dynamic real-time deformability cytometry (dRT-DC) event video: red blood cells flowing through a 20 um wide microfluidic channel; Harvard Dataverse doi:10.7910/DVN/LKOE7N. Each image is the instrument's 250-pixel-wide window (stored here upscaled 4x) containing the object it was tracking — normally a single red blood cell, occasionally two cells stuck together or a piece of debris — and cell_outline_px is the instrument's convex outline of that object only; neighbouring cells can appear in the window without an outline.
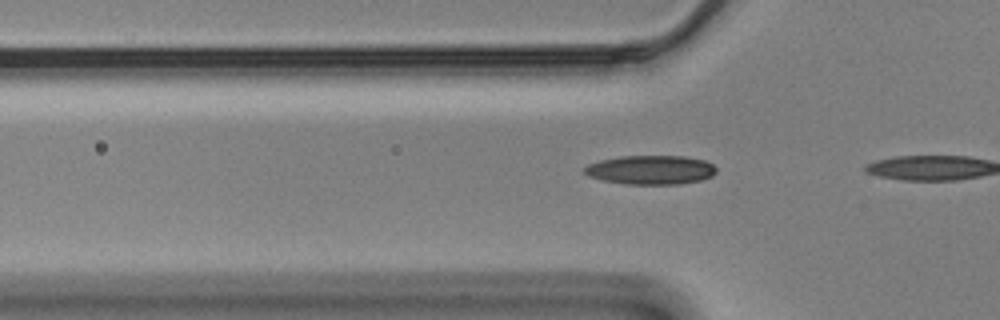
{"species": "Egyptian fruit bat (a non-hibernating species)", "species_latin": "Rousettus aegyptiacus", "temperature_condition": "cold", "stored_images_in_passage": 4, "camera_frame_rate_fps": 3000, "um_per_image_px": 0.085, "animal": {"sex": "male"}, "frame": {"image": 1, "passage_image": 3, "time_ms": 0.667, "image_size_px": [1000, 320], "cell_outline_px": [[716, 172], [712, 176], [700, 180], [676, 184], [624, 184], [604, 180], [588, 176], [584, 172], [584, 168], [588, 164], [600, 160], [620, 156], [684, 156], [704, 160], [712, 164], [716, 168]], "centroid_in_image_um": [55.3, 14.43], "position_along_channel_um": 70.5, "area_um2": 22.25}}